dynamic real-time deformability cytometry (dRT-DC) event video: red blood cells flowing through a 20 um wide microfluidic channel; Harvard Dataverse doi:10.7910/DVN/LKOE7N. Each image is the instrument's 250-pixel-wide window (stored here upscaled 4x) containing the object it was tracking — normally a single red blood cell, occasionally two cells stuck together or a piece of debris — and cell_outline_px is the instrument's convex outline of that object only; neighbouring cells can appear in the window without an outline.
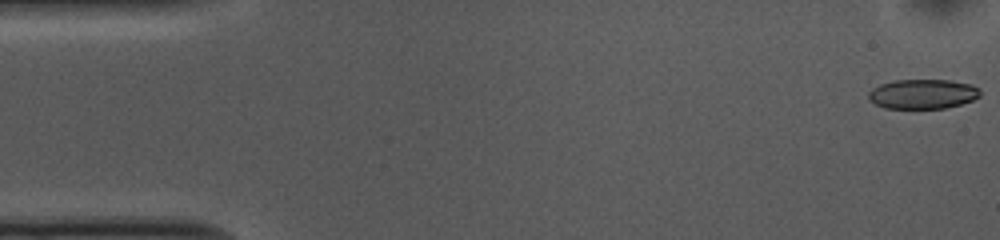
{"species": "common noctule bat (a hibernating species)", "species_latin": "Nyctalus noctula", "temperature_condition": "cold", "stored_images_in_passage": 47, "camera_frame_rate_fps": 3000, "um_per_image_px": 0.085, "animal": {"sex": "female", "body_mass_g": 10.0, "forearm_length_mm": 53.1}, "frame": {"image": 1, "passage_image": 1, "time_ms": 0.0, "image_size_px": [1000, 240], "cell_outline_px": [[980, 96], [972, 100], [960, 104], [944, 108], [884, 108], [876, 104], [868, 96], [868, 92], [872, 88], [880, 84], [896, 80], [948, 80], [972, 84], [980, 88]], "centroid_in_image_um": [78.45, 7.98], "position_along_channel_um": 6.6, "area_um2": 19.19}}
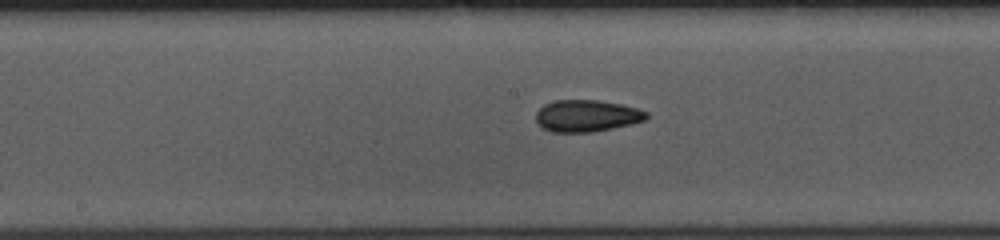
{"frame": {"image": 2, "passage_image": 26, "time_ms": 8.333, "image_size_px": [1000, 240], "cell_outline_px": [[648, 116], [644, 120], [632, 124], [592, 132], [552, 132], [544, 128], [536, 120], [536, 112], [544, 104], [552, 100], [596, 100], [620, 104], [636, 108], [648, 112]], "centroid_in_image_um": [49.86, 9.84], "position_along_channel_um": 198.3, "area_um2": 20.4}}
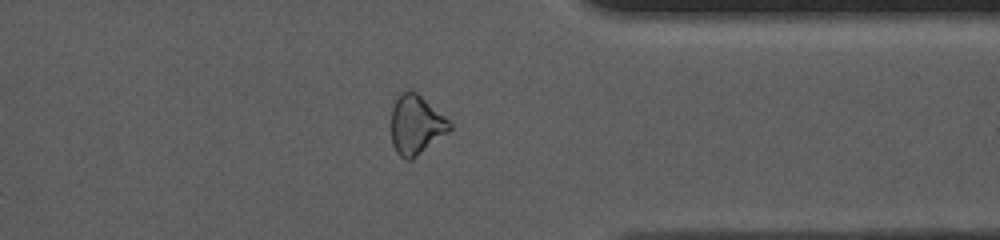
{"frame": {"image": 3, "passage_image": 41, "time_ms": 13.333, "image_size_px": [1000, 240], "cell_outline_px": [[452, 128], [448, 132], [412, 160], [404, 160], [396, 152], [392, 144], [392, 108], [396, 96], [400, 88], [408, 88], [416, 92], [452, 120]], "centroid_in_image_um": [35.37, 10.56], "position_along_channel_um": 376.0, "area_um2": 20.81}, "authors_computed_cell_mechanics": {"area_um2": 20.4034, "velocity_mm_per_s": 3.726, "shape_relaxation_time_tau1_ms": 10.1222, "shape_relaxation_time_tau2_ms": 3.181, "deformation_change_tau1": 0.1661, "deformation_change_tau2": 0.1003}}